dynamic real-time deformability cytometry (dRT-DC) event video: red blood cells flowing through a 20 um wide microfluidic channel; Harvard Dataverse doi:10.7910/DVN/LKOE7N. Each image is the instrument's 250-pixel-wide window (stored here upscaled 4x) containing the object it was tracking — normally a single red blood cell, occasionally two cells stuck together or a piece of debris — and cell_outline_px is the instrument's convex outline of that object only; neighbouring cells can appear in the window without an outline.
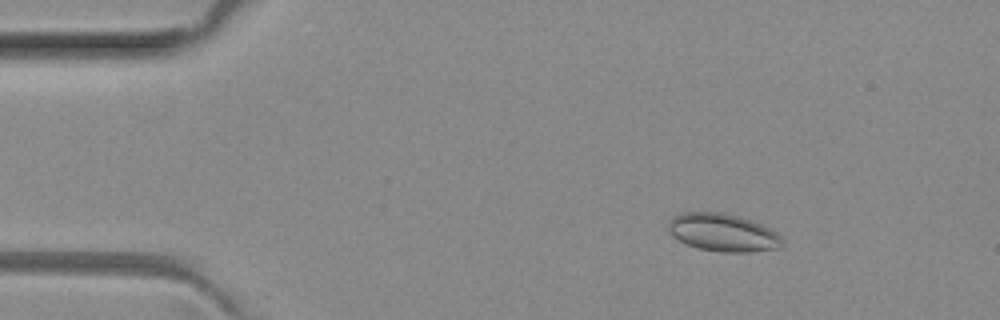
{"species": "common noctule bat (a hibernating species)", "species_latin": "Nyctalus noctula", "temperature_condition": "room temperature", "stored_images_in_passage": 4, "camera_frame_rate_fps": 3000, "um_per_image_px": 0.085, "animal": {"sex": "female", "body_mass_g": 29.2, "forearm_length_mm": 56.3}, "frame": {"image": 1, "passage_image": 2, "time_ms": 0.333, "image_size_px": [1000, 320], "cell_outline_px": [[784, 244], [780, 248], [752, 252], [720, 252], [696, 248], [684, 244], [672, 236], [668, 232], [668, 220], [672, 216], [680, 212], [724, 212], [760, 224], [776, 232], [784, 240]], "centroid_in_image_um": [61.4, 19.78], "position_along_channel_um": 23.6, "area_um2": 25.43}}